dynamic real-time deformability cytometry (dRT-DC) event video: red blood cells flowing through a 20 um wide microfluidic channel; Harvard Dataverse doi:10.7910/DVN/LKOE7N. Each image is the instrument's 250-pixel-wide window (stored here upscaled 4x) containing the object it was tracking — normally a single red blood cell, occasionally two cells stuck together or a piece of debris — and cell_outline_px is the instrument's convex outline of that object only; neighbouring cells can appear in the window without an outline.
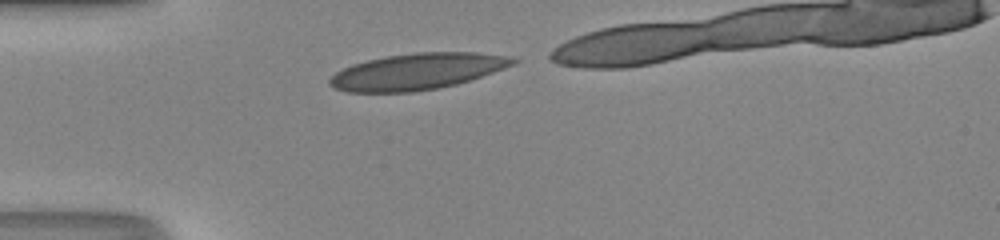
{"species": "human", "species_latin": "Homo sapiens", "temperature_condition": "room temperature", "stored_images_in_passage": 28, "camera_frame_rate_fps": 3000, "um_per_image_px": 0.085, "donor": {"sex": "male"}, "frame": {"image": 1, "passage_image": 1, "time_ms": 0.0, "image_size_px": [1000, 240], "cell_outline_px": [[520, 60], [516, 64], [456, 84], [436, 88], [412, 92], [348, 92], [332, 88], [328, 84], [328, 80], [336, 72], [352, 64], [368, 60], [388, 56], [416, 52], [476, 52], [512, 56]], "centroid_in_image_um": [35.46, 6.07], "position_along_channel_um": 49.5, "area_um2": 38.67}}
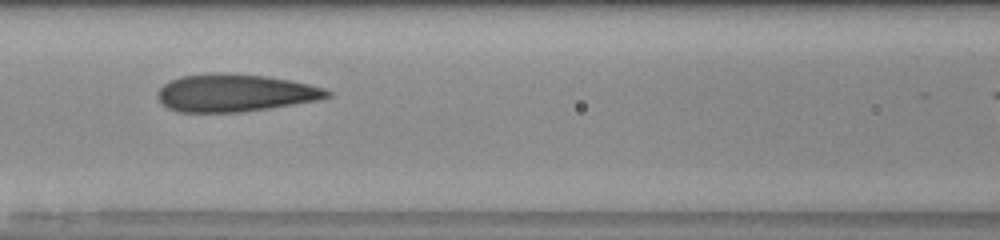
{"frame": {"image": 2, "passage_image": 9, "time_ms": 2.667, "image_size_px": [1000, 240], "cell_outline_px": [[332, 96], [320, 100], [268, 108], [240, 112], [180, 112], [168, 108], [160, 104], [156, 96], [156, 92], [164, 84], [180, 76], [264, 76], [288, 80], [308, 84], [324, 88], [332, 92]], "centroid_in_image_um": [19.99, 7.95], "position_along_channel_um": 146.6, "area_um2": 35.95}}
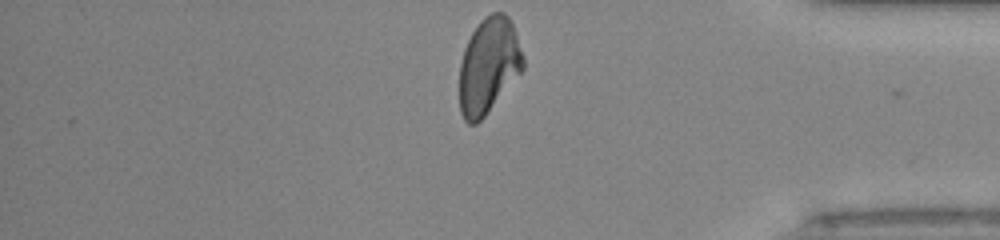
{"frame": {"image": 3, "passage_image": 28, "time_ms": 9.0, "image_size_px": [1000, 240], "cell_outline_px": [[524, 68], [484, 116], [476, 124], [468, 124], [464, 120], [460, 112], [460, 64], [464, 48], [472, 32], [480, 20], [484, 16], [492, 12], [504, 12], [512, 20], [524, 56]], "centroid_in_image_um": [41.54, 5.54], "position_along_channel_um": 393.7, "area_um2": 35.55}, "authors_computed_cell_mechanics": {"area_um2": 36.6452, "velocity_mm_per_s": 4.267, "shape_relaxation_time_tau1_ms": null, "shape_relaxation_time_tau2_ms": 1.2958, "deformation_change_tau1": null, "deformation_change_tau2": 0.0819}}